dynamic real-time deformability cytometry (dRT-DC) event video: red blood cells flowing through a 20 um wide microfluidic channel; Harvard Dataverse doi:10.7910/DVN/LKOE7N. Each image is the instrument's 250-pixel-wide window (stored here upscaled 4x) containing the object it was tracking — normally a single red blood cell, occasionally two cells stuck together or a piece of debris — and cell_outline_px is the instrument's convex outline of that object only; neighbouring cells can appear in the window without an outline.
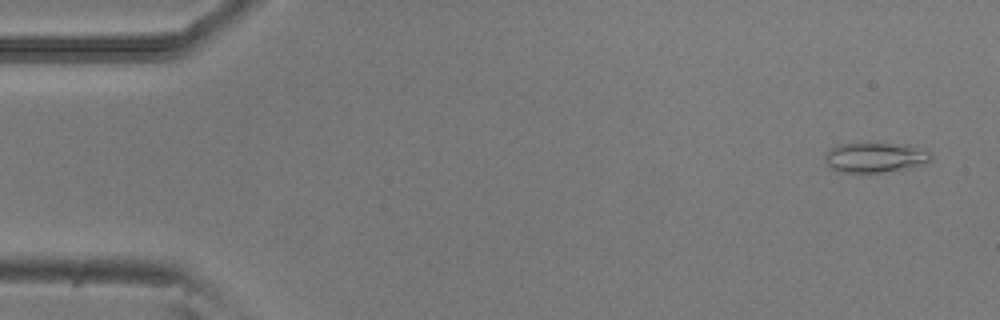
{"species": "common noctule bat (a hibernating species)", "species_latin": "Nyctalus noctula", "temperature_condition": "room temperature", "stored_images_in_passage": 7, "camera_frame_rate_fps": 3000, "um_per_image_px": 0.085, "animal": {"sex": "male", "body_mass_g": 20.5, "forearm_length_mm": 52.5}, "frame": {"image": 1, "passage_image": 1, "time_ms": 0.0, "image_size_px": [1000, 320], "cell_outline_px": [[932, 160], [916, 164], [880, 172], [840, 172], [828, 168], [828, 152], [836, 144], [872, 140], [916, 148], [932, 152]], "centroid_in_image_um": [74.3, 13.32], "position_along_channel_um": 10.7, "area_um2": 18.26}}
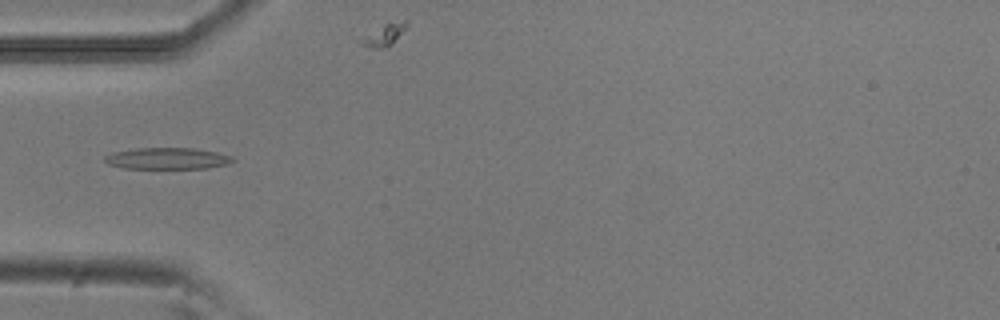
{"frame": {"image": 2, "passage_image": 5, "time_ms": 1.333, "image_size_px": [1000, 320], "cell_outline_px": [[236, 160], [228, 164], [208, 168], [124, 168], [108, 164], [104, 160], [104, 156], [112, 152], [136, 148], [192, 148], [216, 152], [232, 156]], "centroid_in_image_um": [14.22, 13.46], "position_along_channel_um": 70.8, "area_um2": 16.01}}